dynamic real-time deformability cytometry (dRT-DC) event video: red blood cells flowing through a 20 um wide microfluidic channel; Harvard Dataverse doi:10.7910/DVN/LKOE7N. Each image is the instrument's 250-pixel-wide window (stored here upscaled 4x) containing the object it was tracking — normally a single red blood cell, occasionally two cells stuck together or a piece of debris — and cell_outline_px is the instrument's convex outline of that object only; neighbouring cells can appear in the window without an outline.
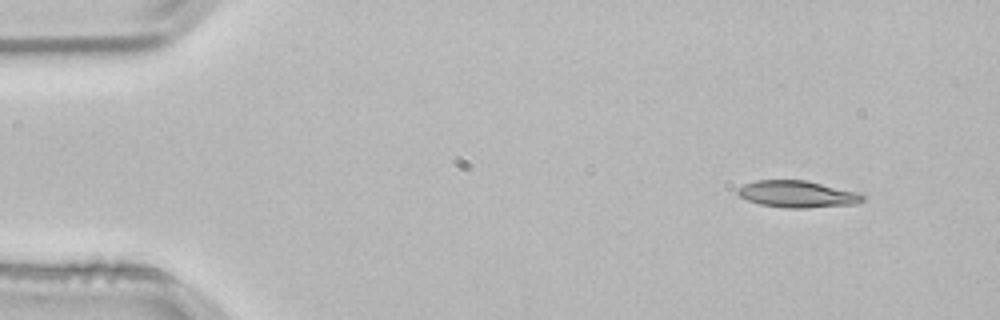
{"species": "common noctule bat (a hibernating species)", "species_latin": "Nyctalus noctula", "temperature_condition": "room temperature", "stored_images_in_passage": 3, "camera_frame_rate_fps": 3000, "um_per_image_px": 0.085, "animal": {"sex": "male", "body_mass_g": 21.5, "forearm_length_mm": 52.0}, "frame": {"image": 1, "passage_image": 1, "time_ms": 0.0, "image_size_px": [1000, 320], "cell_outline_px": [[864, 200], [856, 204], [808, 208], [788, 208], [760, 204], [748, 200], [740, 196], [736, 192], [736, 188], [744, 184], [756, 180], [808, 180], [864, 192]], "centroid_in_image_um": [67.85, 16.49], "position_along_channel_um": 17.1, "area_um2": 20.0}}